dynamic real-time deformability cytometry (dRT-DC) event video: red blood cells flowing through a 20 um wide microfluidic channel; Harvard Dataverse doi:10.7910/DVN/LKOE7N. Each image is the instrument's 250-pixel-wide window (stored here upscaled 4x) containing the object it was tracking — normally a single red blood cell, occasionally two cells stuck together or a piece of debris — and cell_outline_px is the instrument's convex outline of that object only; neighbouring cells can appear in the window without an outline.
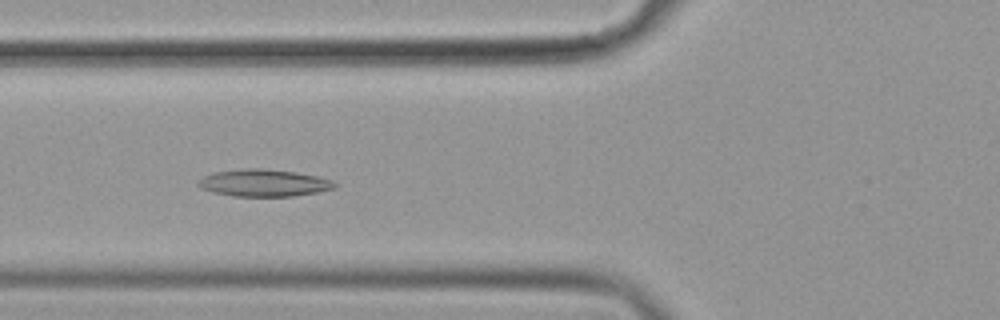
{"species": "common noctule bat (a hibernating species)", "species_latin": "Nyctalus noctula", "temperature_condition": "cold", "stored_images_in_passage": 54, "camera_frame_rate_fps": 3000, "um_per_image_px": 0.085, "animal": {"sex": "female", "body_mass_g": 19.9}, "frame": {"image": 1, "passage_image": 18, "time_ms": 5.667, "image_size_px": [1000, 320], "cell_outline_px": [[336, 188], [320, 192], [292, 196], [232, 196], [212, 192], [200, 188], [196, 184], [196, 180], [212, 172], [244, 168], [264, 168], [296, 172], [316, 176], [332, 180], [336, 184]], "centroid_in_image_um": [22.38, 15.54], "position_along_channel_um": 103.4, "area_um2": 21.85}}
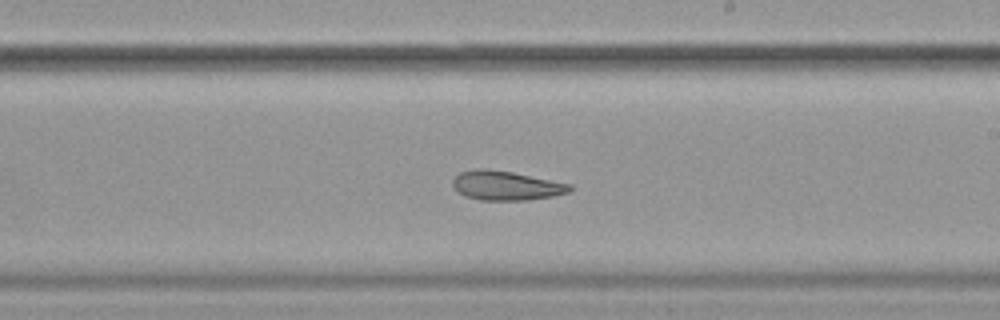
{"frame": {"image": 2, "passage_image": 30, "time_ms": 9.667, "image_size_px": [1000, 320], "cell_outline_px": [[572, 188], [568, 192], [552, 196], [528, 200], [480, 200], [464, 196], [452, 184], [452, 180], [460, 172], [476, 168], [484, 168], [512, 172], [572, 184]], "centroid_in_image_um": [43.01, 15.77], "position_along_channel_um": 246.0, "area_um2": 19.88}}
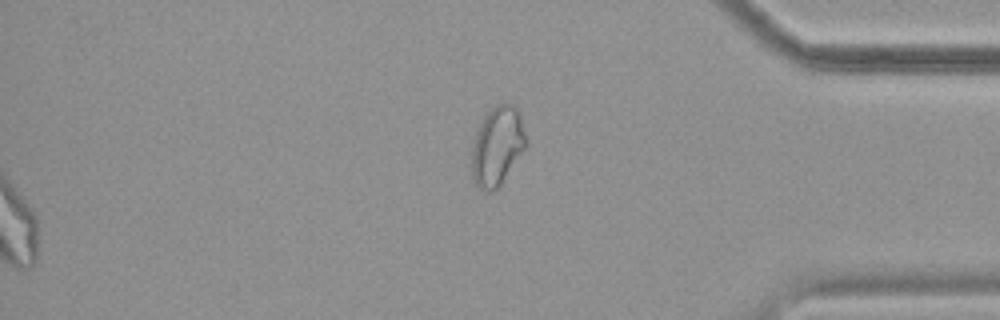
{"frame": {"image": 3, "passage_image": 54, "time_ms": 17.667, "image_size_px": [1000, 320], "cell_outline_px": [[528, 144], [500, 188], [492, 192], [488, 192], [480, 188], [472, 180], [472, 144], [476, 132], [484, 116], [496, 104], [512, 104], [520, 112], [528, 140]], "centroid_in_image_um": [42.3, 12.45], "position_along_channel_um": 392.9, "area_um2": 25.49}, "authors_computed_cell_mechanics": {"area_um2": 23.2356, "velocity_mm_per_s": 3.5752, "shape_relaxation_time_tau1_ms": null, "shape_relaxation_time_tau2_ms": 5.8545, "deformation_change_tau1": null, "deformation_change_tau2": 0.1396}}